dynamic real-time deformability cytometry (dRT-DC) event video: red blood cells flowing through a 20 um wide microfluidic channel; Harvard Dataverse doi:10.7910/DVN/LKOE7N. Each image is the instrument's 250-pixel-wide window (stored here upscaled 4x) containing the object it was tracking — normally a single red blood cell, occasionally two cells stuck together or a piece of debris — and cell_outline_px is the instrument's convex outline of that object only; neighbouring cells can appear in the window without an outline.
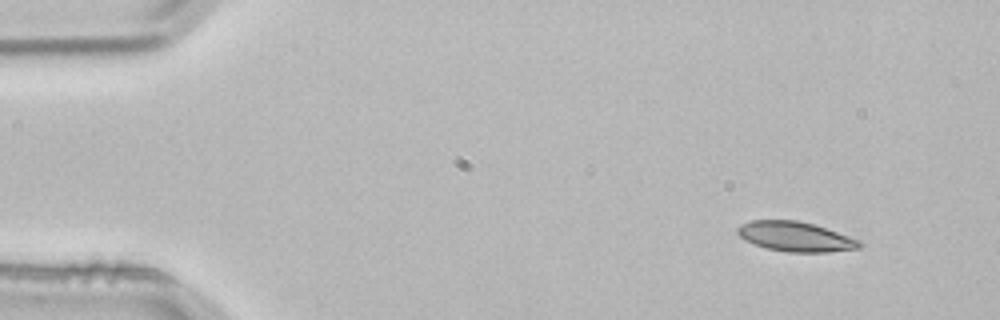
{"species": "common noctule bat (a hibernating species)", "species_latin": "Nyctalus noctula", "temperature_condition": "room temperature", "stored_images_in_passage": 3, "camera_frame_rate_fps": 3000, "um_per_image_px": 0.085, "animal": {"sex": "male", "body_mass_g": 21.5, "forearm_length_mm": 52.0}, "frame": {"image": 1, "passage_image": 1, "time_ms": 0.0, "image_size_px": [1000, 320], "cell_outline_px": [[864, 244], [860, 248], [828, 252], [788, 252], [768, 248], [756, 244], [740, 236], [736, 232], [736, 228], [740, 224], [752, 220], [796, 220], [812, 224], [860, 240]], "centroid_in_image_um": [67.62, 20.11], "position_along_channel_um": 17.4, "area_um2": 20.87}}
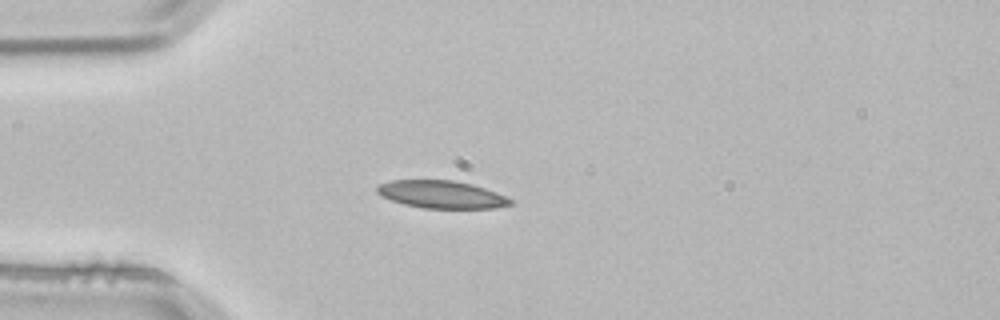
{"frame": {"image": 2, "passage_image": 3, "time_ms": 0.667, "image_size_px": [1000, 320], "cell_outline_px": [[512, 204], [496, 208], [424, 208], [404, 204], [380, 196], [376, 192], [376, 184], [392, 180], [452, 180], [472, 184], [496, 192], [512, 200]], "centroid_in_image_um": [37.48, 16.52], "position_along_channel_um": 47.5, "area_um2": 21.44}}